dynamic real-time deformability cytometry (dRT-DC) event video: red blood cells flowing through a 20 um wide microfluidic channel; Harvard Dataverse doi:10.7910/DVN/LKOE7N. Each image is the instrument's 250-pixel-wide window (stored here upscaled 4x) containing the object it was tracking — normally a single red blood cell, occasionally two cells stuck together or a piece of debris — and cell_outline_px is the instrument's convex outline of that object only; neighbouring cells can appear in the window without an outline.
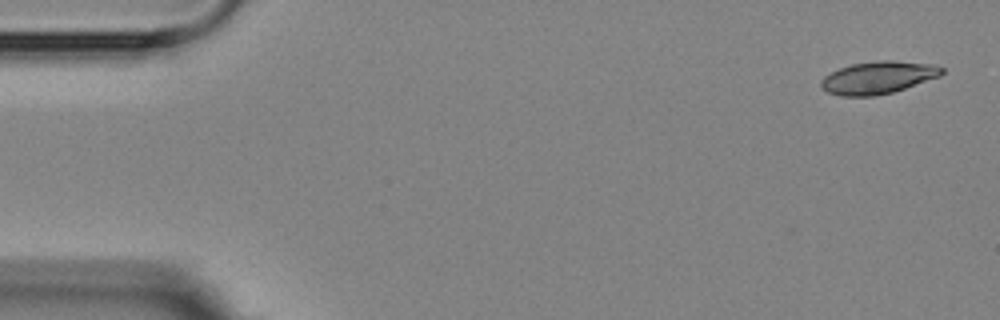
{"species": "Egyptian fruit bat (a non-hibernating species)", "species_latin": "Rousettus aegyptiacus", "temperature_condition": "room temperature", "stored_images_in_passage": 7, "camera_frame_rate_fps": 3000, "um_per_image_px": 0.085, "animal": {"sex": "female"}, "frame": {"image": 1, "passage_image": 1, "time_ms": 0.0, "image_size_px": [1000, 320], "cell_outline_px": [[944, 72], [940, 76], [892, 92], [872, 96], [840, 96], [828, 92], [820, 88], [820, 80], [824, 76], [840, 68], [852, 64], [880, 60], [892, 60], [936, 64], [944, 68]], "centroid_in_image_um": [74.64, 6.58], "position_along_channel_um": 10.4, "area_um2": 22.83}}
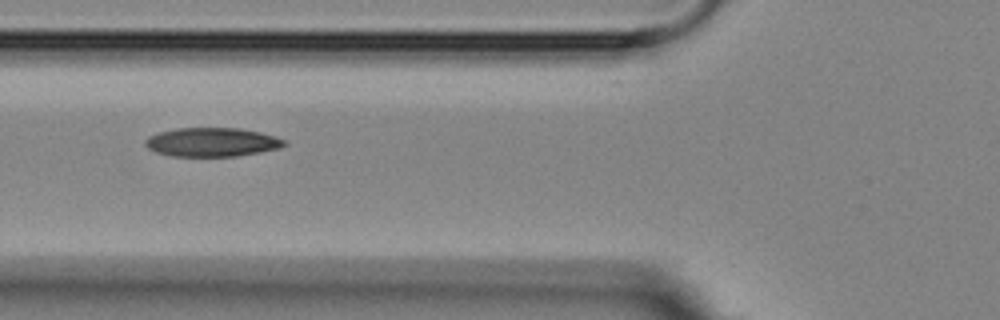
{"frame": {"image": 2, "passage_image": 6, "time_ms": 6.0, "image_size_px": [1000, 320], "cell_outline_px": [[288, 144], [280, 148], [260, 152], [236, 156], [172, 156], [156, 152], [148, 148], [144, 144], [144, 140], [148, 136], [160, 132], [176, 128], [240, 128], [260, 132], [276, 136], [284, 140]], "centroid_in_image_um": [18.02, 12.08], "position_along_channel_um": 107.8, "area_um2": 23.47}}
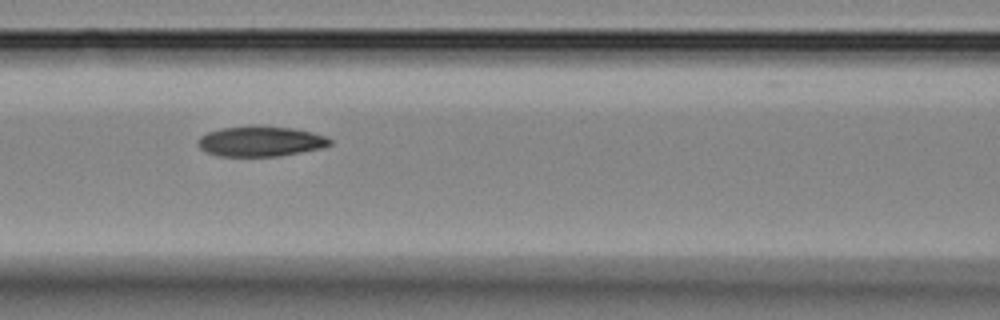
{"frame": {"image": 3, "passage_image": 7, "time_ms": 7.0, "image_size_px": [1000, 320], "cell_outline_px": [[332, 144], [320, 148], [280, 156], [216, 156], [200, 148], [196, 144], [196, 140], [200, 136], [208, 132], [220, 128], [248, 124], [252, 124], [292, 128], [312, 132], [328, 136], [332, 140]], "centroid_in_image_um": [22.12, 11.99], "position_along_channel_um": 144.5, "area_um2": 23.76}}